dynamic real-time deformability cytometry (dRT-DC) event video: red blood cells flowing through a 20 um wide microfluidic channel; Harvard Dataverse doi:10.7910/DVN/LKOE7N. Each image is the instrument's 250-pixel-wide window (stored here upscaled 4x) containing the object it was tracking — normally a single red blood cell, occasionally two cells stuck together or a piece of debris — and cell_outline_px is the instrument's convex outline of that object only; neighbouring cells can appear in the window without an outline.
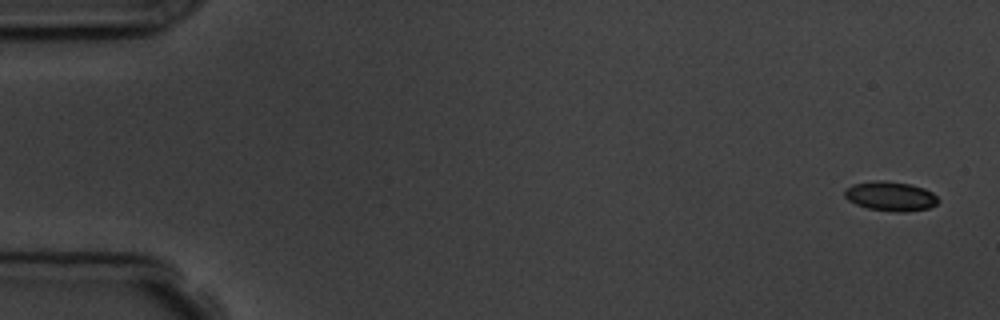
{"species": "common noctule bat (a hibernating species)", "species_latin": "Nyctalus noctula", "temperature_condition": "room temperature", "stored_images_in_passage": 8, "camera_frame_rate_fps": 3000, "um_per_image_px": 0.085, "animal": {"sex": "male", "body_mass_g": 19.5, "forearm_length_mm": 54.6}, "frame": {"image": 1, "passage_image": 1, "time_ms": 0.0, "image_size_px": [1000, 320], "cell_outline_px": [[940, 200], [936, 204], [928, 208], [904, 212], [896, 212], [868, 208], [856, 204], [848, 200], [844, 196], [844, 192], [852, 184], [876, 180], [884, 180], [912, 184], [924, 188], [932, 192]], "centroid_in_image_um": [75.71, 16.67], "position_along_channel_um": 9.3, "area_um2": 16.07}}
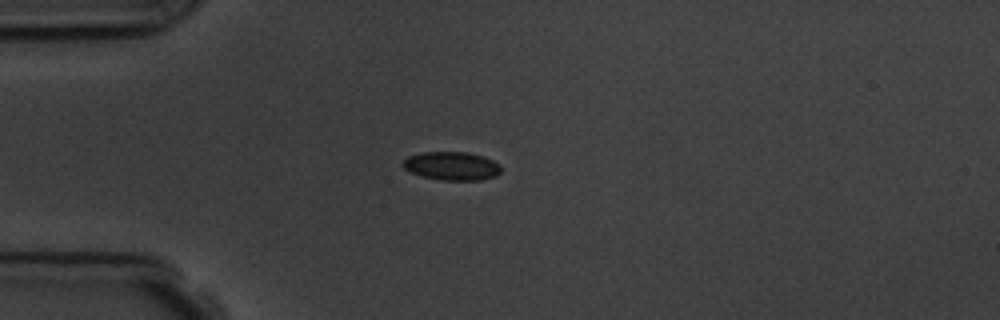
{"frame": {"image": 2, "passage_image": 5, "time_ms": 4.333, "image_size_px": [1000, 320], "cell_outline_px": [[500, 172], [496, 176], [480, 180], [440, 180], [424, 176], [412, 172], [404, 168], [400, 164], [408, 156], [420, 152], [468, 152], [484, 156], [500, 164]], "centroid_in_image_um": [38.4, 14.1], "position_along_channel_um": 46.6, "area_um2": 16.3}}